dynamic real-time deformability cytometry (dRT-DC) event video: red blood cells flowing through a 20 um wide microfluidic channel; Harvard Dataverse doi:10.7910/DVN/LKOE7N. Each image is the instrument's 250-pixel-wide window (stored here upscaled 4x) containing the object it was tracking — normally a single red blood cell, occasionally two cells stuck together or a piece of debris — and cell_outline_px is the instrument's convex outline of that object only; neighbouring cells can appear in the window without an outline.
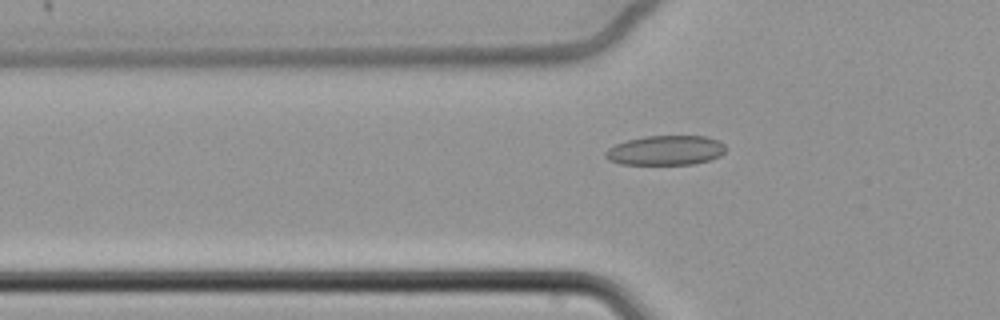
{"species": "common noctule bat (a hibernating species)", "species_latin": "Nyctalus noctula", "temperature_condition": "cold", "stored_images_in_passage": 63, "camera_frame_rate_fps": 3000, "um_per_image_px": 0.085, "animal": {"sex": "female", "body_mass_g": 22.7, "forearm_length_mm": 54.2}, "frame": {"image": 1, "passage_image": 23, "time_ms": 7.333, "image_size_px": [1000, 320], "cell_outline_px": [[728, 148], [720, 156], [696, 164], [620, 164], [608, 160], [604, 156], [604, 152], [608, 148], [616, 144], [628, 140], [644, 136], [708, 136], [724, 144]], "centroid_in_image_um": [56.58, 12.78], "position_along_channel_um": 69.2, "area_um2": 20.87}}
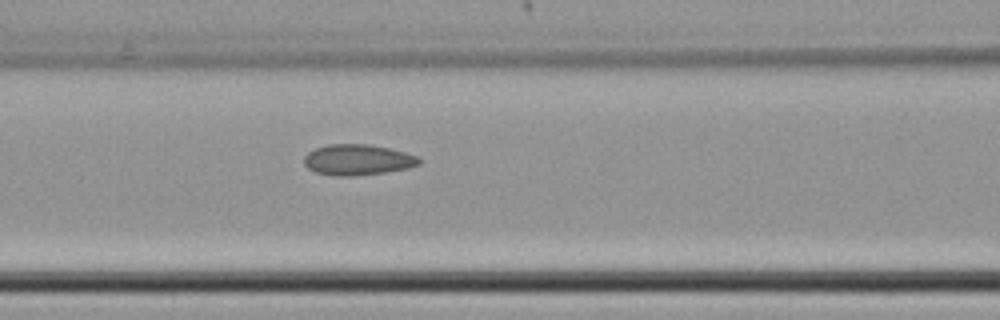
{"frame": {"image": 2, "passage_image": 29, "time_ms": 9.333, "image_size_px": [1000, 320], "cell_outline_px": [[420, 164], [408, 168], [388, 172], [352, 176], [332, 176], [316, 172], [308, 168], [304, 164], [304, 156], [308, 152], [316, 148], [328, 144], [368, 144], [388, 148], [404, 152], [416, 156], [420, 160]], "centroid_in_image_um": [30.38, 13.59], "position_along_channel_um": 136.2, "area_um2": 20.63}}
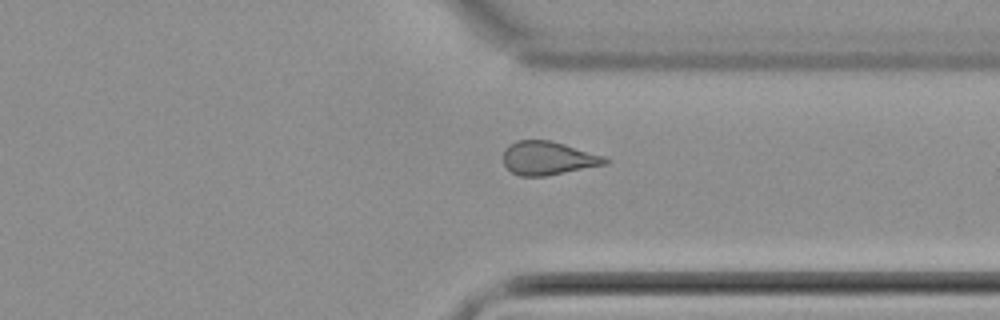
{"frame": {"image": 3, "passage_image": 49, "time_ms": 16.0, "image_size_px": [1000, 320], "cell_outline_px": [[608, 164], [544, 176], [520, 176], [512, 172], [504, 164], [504, 148], [516, 140], [552, 140], [608, 156]], "centroid_in_image_um": [46.63, 13.43], "position_along_channel_um": 364.8, "area_um2": 20.11}}